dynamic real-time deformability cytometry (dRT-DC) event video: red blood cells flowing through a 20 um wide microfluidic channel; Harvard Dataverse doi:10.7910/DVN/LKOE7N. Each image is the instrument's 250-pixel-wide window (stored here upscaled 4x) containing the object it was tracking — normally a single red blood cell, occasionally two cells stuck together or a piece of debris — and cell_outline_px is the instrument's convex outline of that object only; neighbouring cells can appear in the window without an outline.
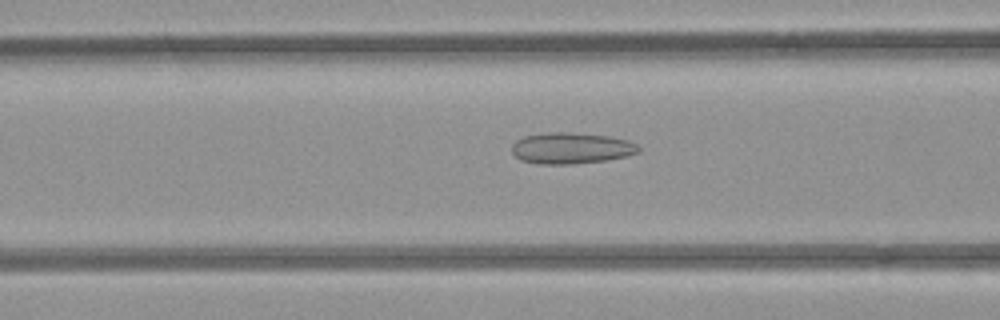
{"species": "common noctule bat (a hibernating species)", "species_latin": "Nyctalus noctula", "temperature_condition": "room temperature", "stored_images_in_passage": 38, "camera_frame_rate_fps": 3000, "um_per_image_px": 0.085, "animal": {"sex": "female", "body_mass_g": 21.9}, "frame": {"image": 1, "passage_image": 11, "time_ms": 3.333, "image_size_px": [1000, 320], "cell_outline_px": [[640, 152], [628, 156], [604, 160], [572, 164], [536, 164], [520, 160], [512, 152], [512, 144], [516, 140], [524, 136], [548, 132], [564, 132], [612, 136], [628, 140], [636, 144], [640, 148]], "centroid_in_image_um": [48.55, 12.59], "position_along_channel_um": 118.0, "area_um2": 23.18}}
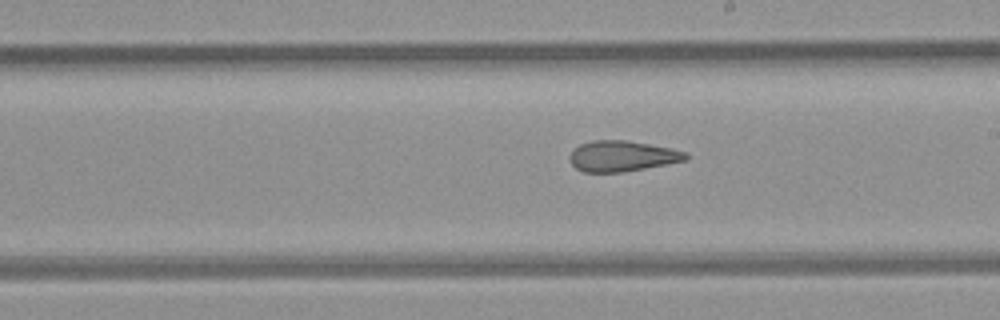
{"frame": {"image": 2, "passage_image": 20, "time_ms": 6.333, "image_size_px": [1000, 320], "cell_outline_px": [[688, 156], [684, 160], [624, 172], [584, 172], [576, 168], [572, 164], [568, 156], [580, 144], [592, 140], [624, 140], [672, 148], [688, 152]], "centroid_in_image_um": [52.86, 13.26], "position_along_channel_um": 236.1, "area_um2": 20.52}}
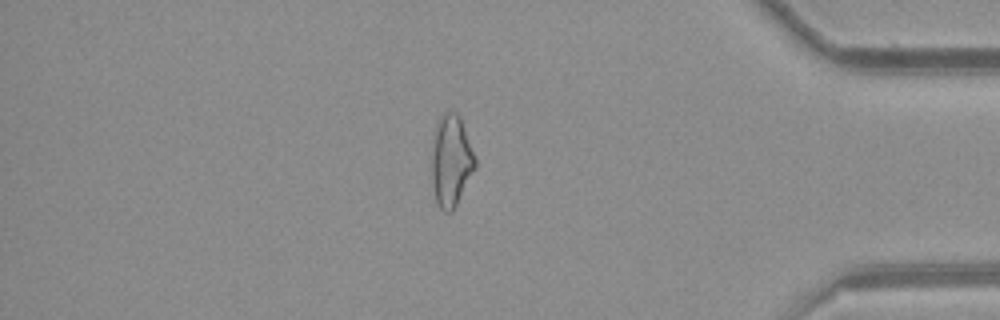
{"frame": {"image": 3, "passage_image": 35, "time_ms": 11.333, "image_size_px": [1000, 320], "cell_outline_px": [[476, 168], [452, 212], [444, 212], [440, 208], [436, 200], [432, 184], [432, 144], [436, 124], [440, 116], [444, 112], [456, 112], [460, 116], [476, 160]], "centroid_in_image_um": [38.34, 13.66], "position_along_channel_um": 396.9, "area_um2": 23.12}, "authors_computed_cell_mechanics": {"area_um2": 21.8195, "velocity_mm_per_s": 3.9184, "shape_relaxation_time_tau1_ms": null, "shape_relaxation_time_tau2_ms": 2.776, "deformation_change_tau1": null, "deformation_change_tau2": 0.1244}}